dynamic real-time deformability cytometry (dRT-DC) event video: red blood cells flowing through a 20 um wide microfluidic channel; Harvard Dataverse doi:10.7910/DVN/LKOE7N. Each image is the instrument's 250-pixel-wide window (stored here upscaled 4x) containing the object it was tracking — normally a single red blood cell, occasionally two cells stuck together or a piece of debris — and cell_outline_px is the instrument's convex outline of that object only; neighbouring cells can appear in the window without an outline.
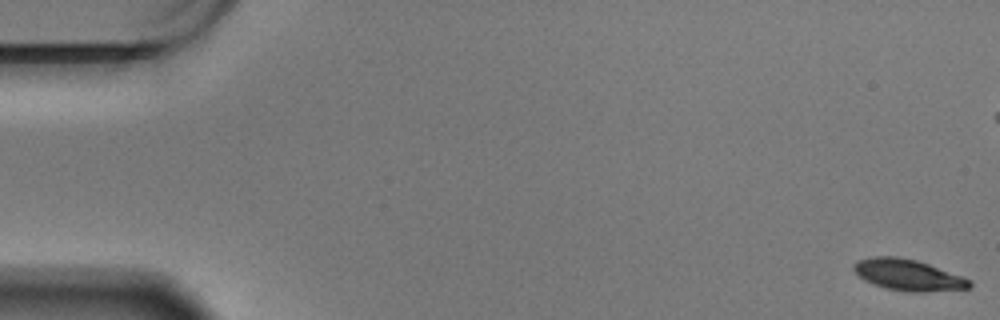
{"species": "Egyptian fruit bat (a non-hibernating species)", "species_latin": "Rousettus aegyptiacus", "temperature_condition": "warm", "stored_images_in_passage": 61, "camera_frame_rate_fps": 3000, "um_per_image_px": 0.085, "animal": {"sex": "male"}, "frame": {"image": 1, "passage_image": 1, "time_ms": 0.0, "image_size_px": [1000, 320], "cell_outline_px": [[972, 284], [968, 288], [924, 292], [908, 292], [888, 288], [864, 280], [852, 268], [852, 264], [856, 260], [876, 256], [896, 256], [916, 260], [928, 264], [972, 280]], "centroid_in_image_um": [77.17, 23.36], "position_along_channel_um": 7.8, "area_um2": 20.81}}
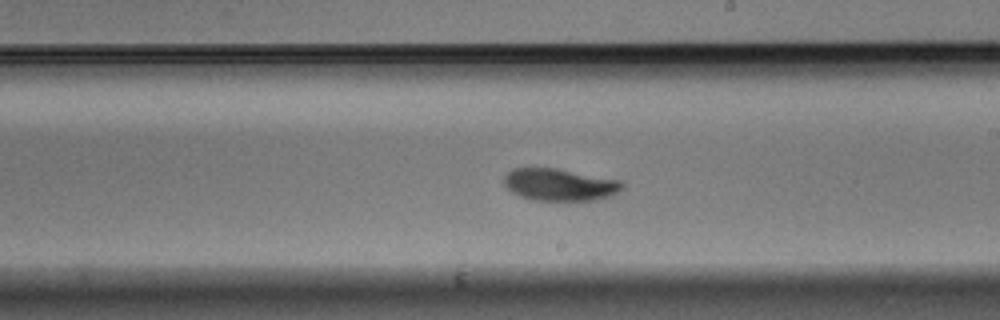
{"frame": {"image": 2, "passage_image": 35, "time_ms": 11.333, "image_size_px": [1000, 320], "cell_outline_px": [[624, 188], [612, 196], [596, 200], [532, 200], [520, 196], [512, 192], [504, 184], [504, 176], [512, 168], [556, 168], [624, 180]], "centroid_in_image_um": [47.63, 15.69], "position_along_channel_um": 241.4, "area_um2": 22.43}}
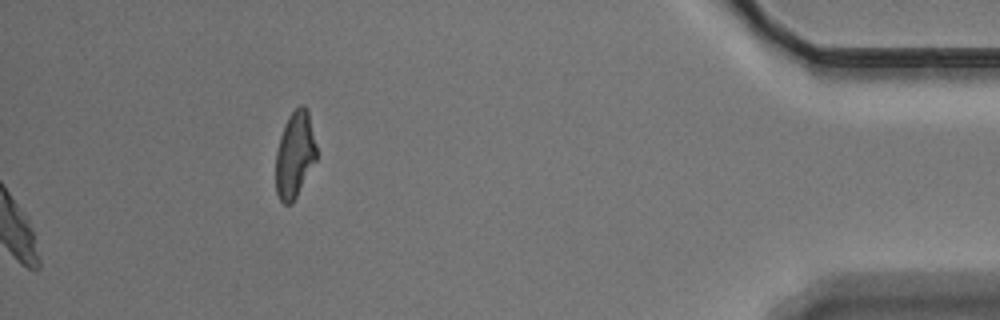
{"frame": {"image": 3, "passage_image": 61, "time_ms": 20.0, "image_size_px": [1000, 320], "cell_outline_px": [[316, 160], [292, 204], [284, 204], [280, 200], [276, 192], [276, 152], [280, 136], [284, 124], [288, 116], [300, 104], [304, 104], [308, 112], [316, 144]], "centroid_in_image_um": [25.05, 13.14], "position_along_channel_um": 410.2, "area_um2": 20.4}, "authors_computed_cell_mechanics": {"area_um2": 21.7906, "velocity_mm_per_s": 3.3993, "shape_relaxation_time_tau1_ms": 3.1391, "shape_relaxation_time_tau2_ms": null, "deformation_change_tau1": 0.1194, "deformation_change_tau2": null}}